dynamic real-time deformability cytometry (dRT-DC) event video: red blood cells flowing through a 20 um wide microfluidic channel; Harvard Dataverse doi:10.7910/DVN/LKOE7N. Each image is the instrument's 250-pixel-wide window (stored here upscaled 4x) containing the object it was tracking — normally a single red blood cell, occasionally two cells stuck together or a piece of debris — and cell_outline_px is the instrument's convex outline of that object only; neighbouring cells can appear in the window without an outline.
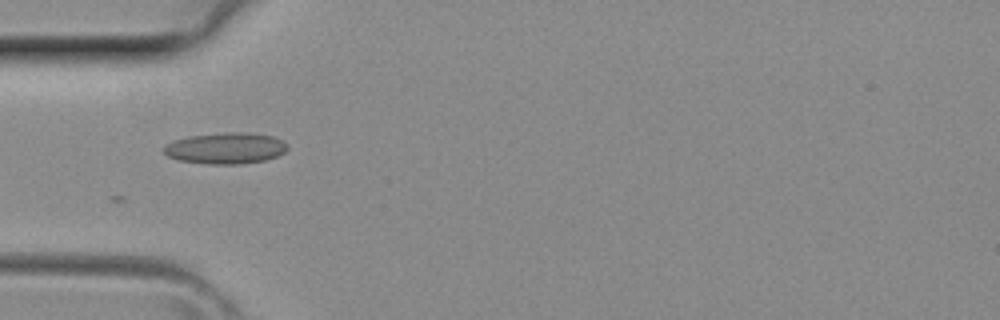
{"species": "common noctule bat (a hibernating species)", "species_latin": "Nyctalus noctula", "temperature_condition": "room temperature", "stored_images_in_passage": 5, "camera_frame_rate_fps": 3000, "um_per_image_px": 0.085, "animal": {"sex": "female", "body_mass_g": 29.2, "forearm_length_mm": 56.3}, "frame": {"image": 1, "passage_image": 4, "time_ms": 1.0, "image_size_px": [1000, 320], "cell_outline_px": [[288, 148], [284, 152], [276, 156], [264, 160], [240, 164], [208, 164], [180, 160], [168, 156], [164, 152], [164, 144], [172, 140], [188, 136], [224, 132], [244, 132], [272, 136], [288, 144]], "centroid_in_image_um": [19.15, 12.59], "position_along_channel_um": 65.9, "area_um2": 22.48}}
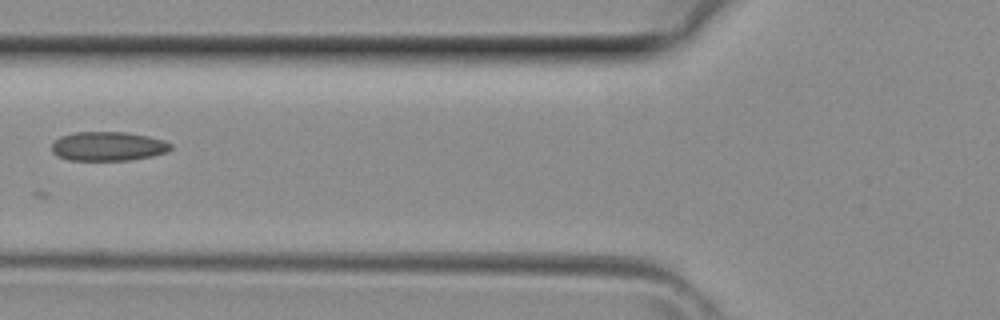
{"frame": {"image": 2, "passage_image": 5, "time_ms": 1.333, "image_size_px": [1000, 320], "cell_outline_px": [[172, 148], [168, 152], [152, 156], [128, 160], [68, 160], [56, 156], [52, 152], [52, 144], [60, 136], [76, 132], [124, 132], [148, 136], [164, 140], [172, 144]], "centroid_in_image_um": [9.19, 12.43], "position_along_channel_um": 116.6, "area_um2": 20.29}}